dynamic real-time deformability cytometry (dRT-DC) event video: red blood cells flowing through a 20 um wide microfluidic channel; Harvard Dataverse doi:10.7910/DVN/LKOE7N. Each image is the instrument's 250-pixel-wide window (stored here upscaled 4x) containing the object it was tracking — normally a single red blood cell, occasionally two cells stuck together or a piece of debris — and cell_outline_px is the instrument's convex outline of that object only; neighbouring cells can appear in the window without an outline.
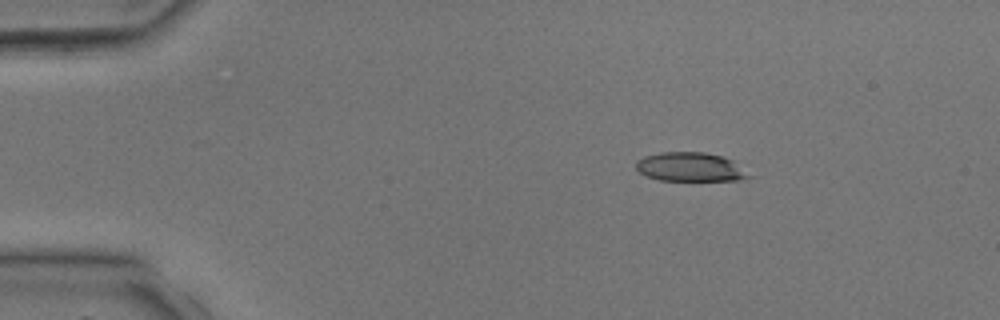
{"species": "common noctule bat (a hibernating species)", "species_latin": "Nyctalus noctula", "temperature_condition": "room temperature", "stored_images_in_passage": 3, "camera_frame_rate_fps": 3000, "um_per_image_px": 0.085, "animal": {"sex": "male", "body_mass_g": 17.9, "forearm_length_mm": 54.2}, "frame": {"image": 1, "passage_image": 2, "time_ms": 1.333, "image_size_px": [1000, 320], "cell_outline_px": [[752, 176], [740, 180], [660, 180], [644, 176], [636, 168], [636, 160], [644, 156], [660, 152], [704, 152], [724, 156], [732, 160]], "centroid_in_image_um": [58.64, 14.19], "position_along_channel_um": 26.4, "area_um2": 19.07}}